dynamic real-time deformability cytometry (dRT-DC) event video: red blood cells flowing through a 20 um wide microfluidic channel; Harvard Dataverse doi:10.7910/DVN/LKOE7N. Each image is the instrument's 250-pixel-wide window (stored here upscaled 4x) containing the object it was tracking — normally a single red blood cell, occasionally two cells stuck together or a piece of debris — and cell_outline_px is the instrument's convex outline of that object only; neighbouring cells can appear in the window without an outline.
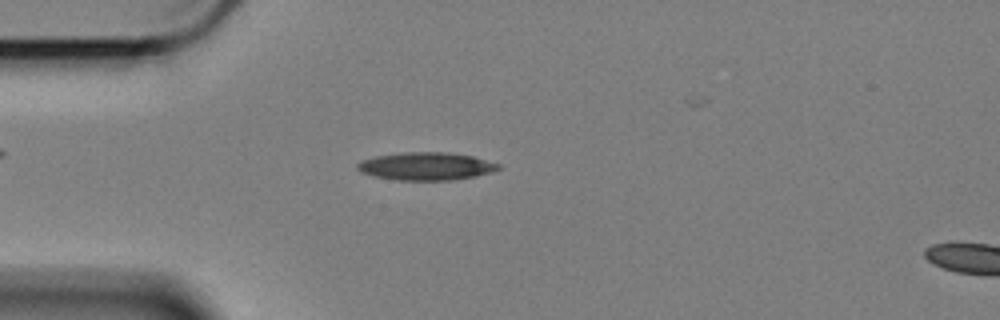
{"species": "Egyptian fruit bat (a non-hibernating species)", "species_latin": "Rousettus aegyptiacus", "temperature_condition": "cold", "stored_images_in_passage": 49, "camera_frame_rate_fps": 3000, "um_per_image_px": 0.085, "animal": {"sex": "female"}, "frame": {"image": 1, "passage_image": 16, "time_ms": 5.0, "image_size_px": [1000, 320], "cell_outline_px": [[500, 168], [476, 176], [452, 180], [396, 180], [376, 176], [360, 172], [356, 168], [356, 164], [360, 160], [376, 156], [404, 152], [448, 152], [472, 156], [500, 164]], "centroid_in_image_um": [36.18, 14.12], "position_along_channel_um": 48.8, "area_um2": 22.77}}
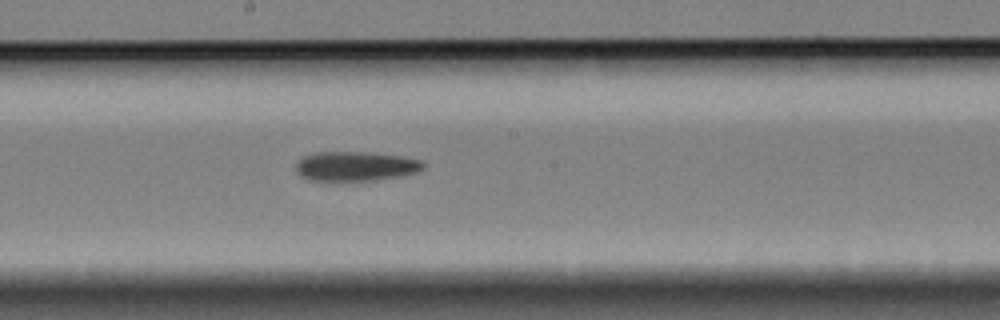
{"frame": {"image": 2, "passage_image": 32, "time_ms": 10.333, "image_size_px": [1000, 320], "cell_outline_px": [[424, 168], [416, 172], [396, 176], [372, 180], [308, 180], [300, 176], [296, 172], [296, 164], [304, 156], [312, 152], [364, 152], [400, 156], [420, 160], [424, 164]], "centroid_in_image_um": [30.16, 14.12], "position_along_channel_um": 218.0, "area_um2": 21.56}}
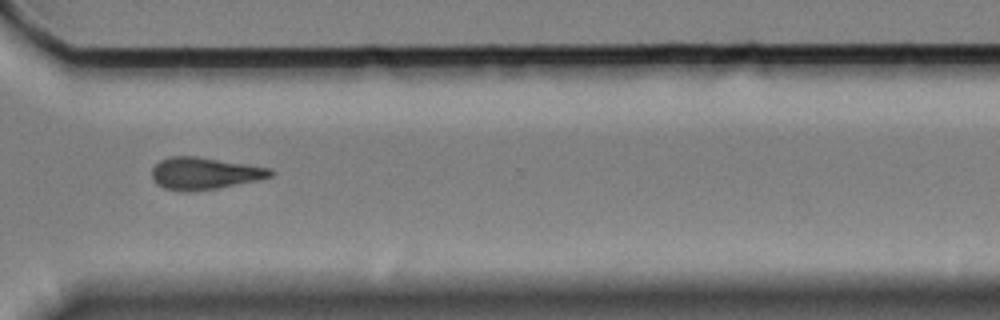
{"frame": {"image": 3, "passage_image": 44, "time_ms": 14.333, "image_size_px": [1000, 320], "cell_outline_px": [[276, 172], [272, 176], [256, 180], [216, 188], [184, 192], [164, 188], [156, 184], [152, 180], [152, 168], [160, 160], [168, 156], [196, 156], [248, 164], [272, 168]], "centroid_in_image_um": [17.36, 14.72], "position_along_channel_um": 353.2, "area_um2": 22.2}}